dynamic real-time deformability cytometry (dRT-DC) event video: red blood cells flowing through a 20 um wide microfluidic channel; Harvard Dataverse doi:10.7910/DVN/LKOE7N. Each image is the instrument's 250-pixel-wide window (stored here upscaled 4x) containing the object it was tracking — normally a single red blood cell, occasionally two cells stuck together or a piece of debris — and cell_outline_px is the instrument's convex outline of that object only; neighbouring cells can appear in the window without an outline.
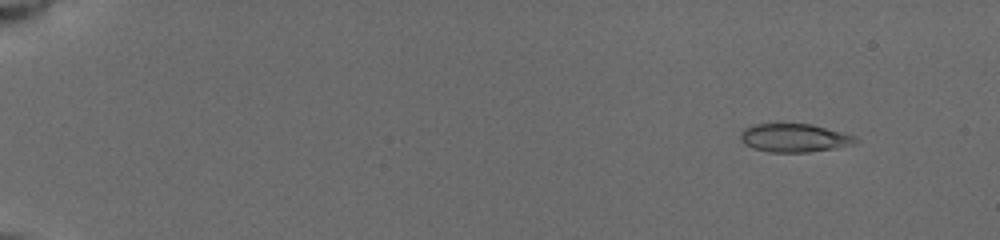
{"species": "common noctule bat (a hibernating species)", "species_latin": "Nyctalus noctula", "temperature_condition": "cold", "stored_images_in_passage": 44, "camera_frame_rate_fps": 3000, "um_per_image_px": 0.085, "animal": {"sex": "female", "body_mass_g": 19.5, "forearm_length_mm": 54.1}, "frame": {"image": 1, "passage_image": 10, "time_ms": 1.667, "image_size_px": [1000, 240], "cell_outline_px": [[860, 140], [856, 144], [836, 148], [808, 152], [768, 152], [752, 148], [744, 144], [740, 140], [740, 132], [744, 128], [752, 124], [812, 124], [856, 136]], "centroid_in_image_um": [67.52, 11.72], "position_along_channel_um": 17.5, "area_um2": 19.25}}
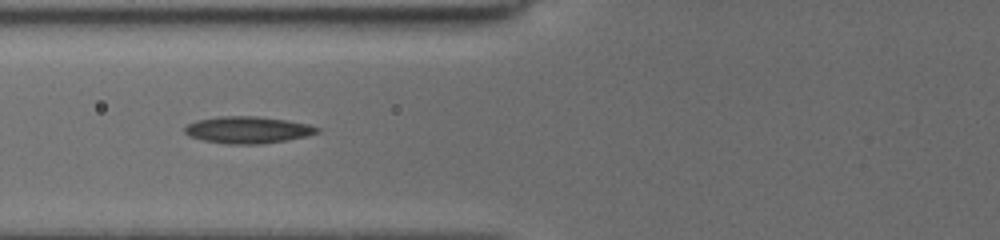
{"frame": {"image": 2, "passage_image": 33, "time_ms": 7.667, "image_size_px": [1000, 240], "cell_outline_px": [[320, 132], [308, 136], [288, 140], [260, 144], [228, 144], [204, 140], [188, 136], [184, 132], [184, 128], [188, 124], [196, 120], [220, 116], [256, 116], [288, 120], [308, 124], [320, 128]], "centroid_in_image_um": [21.08, 11.04], "position_along_channel_um": 104.7, "area_um2": 20.87}}
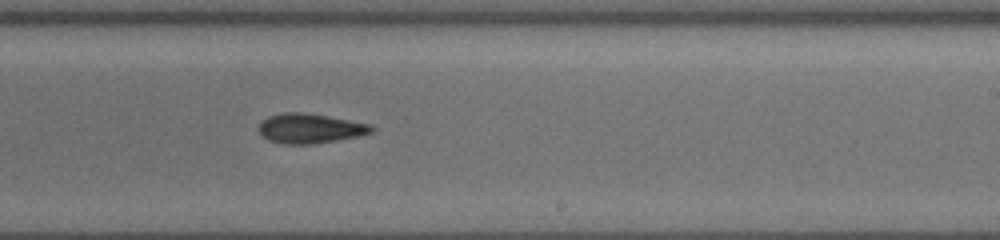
{"frame": {"image": 3, "passage_image": 44, "time_ms": 11.667, "image_size_px": [1000, 240], "cell_outline_px": [[376, 128], [372, 132], [360, 136], [316, 144], [280, 144], [268, 140], [260, 136], [260, 124], [268, 116], [284, 112], [300, 112], [328, 116], [372, 124]], "centroid_in_image_um": [26.38, 10.93], "position_along_channel_um": 262.6, "area_um2": 19.71}}